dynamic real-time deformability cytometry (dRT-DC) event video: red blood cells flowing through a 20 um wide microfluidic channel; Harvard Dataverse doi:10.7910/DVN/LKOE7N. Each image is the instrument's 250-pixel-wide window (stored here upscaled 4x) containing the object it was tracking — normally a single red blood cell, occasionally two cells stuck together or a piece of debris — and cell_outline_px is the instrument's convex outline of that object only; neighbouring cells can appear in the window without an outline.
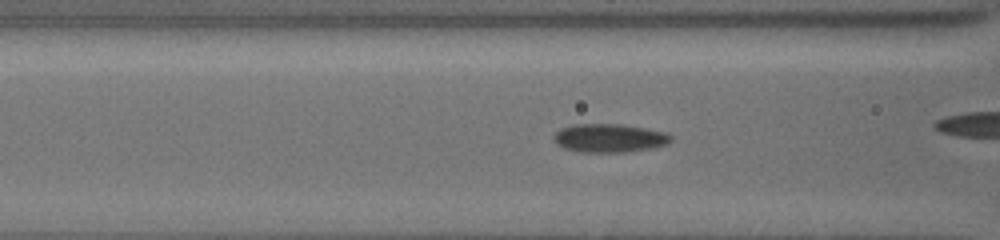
{"species": "common noctule bat (a hibernating species)", "species_latin": "Nyctalus noctula", "temperature_condition": "cold", "stored_images_in_passage": 32, "camera_frame_rate_fps": 3000, "um_per_image_px": 0.085, "animal": {"sex": "female", "body_mass_g": 19.5, "forearm_length_mm": 54.1}, "frame": {"image": 1, "passage_image": 14, "time_ms": 5.0, "image_size_px": [1000, 240], "cell_outline_px": [[672, 136], [668, 144], [652, 148], [624, 152], [580, 152], [564, 148], [556, 144], [552, 140], [552, 136], [560, 128], [572, 124], [620, 124], [644, 128], [664, 132]], "centroid_in_image_um": [51.74, 11.73], "position_along_channel_um": 114.9, "area_um2": 19.54}}